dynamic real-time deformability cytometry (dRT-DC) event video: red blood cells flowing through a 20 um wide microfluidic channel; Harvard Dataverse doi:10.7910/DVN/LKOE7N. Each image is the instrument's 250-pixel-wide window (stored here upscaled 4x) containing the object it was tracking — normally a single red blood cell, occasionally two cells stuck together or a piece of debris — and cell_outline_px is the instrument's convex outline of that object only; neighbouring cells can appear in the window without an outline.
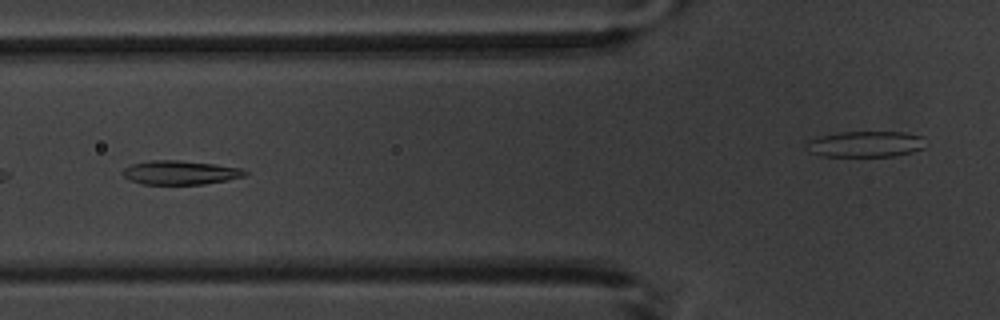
{"species": "common noctule bat (a hibernating species)", "species_latin": "Nyctalus noctula", "temperature_condition": "warm", "stored_images_in_passage": 9, "camera_frame_rate_fps": 3000, "um_per_image_px": 0.085, "animal": {"sex": "male", "body_mass_g": 20.1, "forearm_length_mm": 53.5}, "frame": {"image": 1, "passage_image": 6, "time_ms": 6.0, "image_size_px": [1000, 320], "cell_outline_px": [[248, 172], [244, 176], [228, 180], [204, 184], [144, 184], [128, 180], [120, 172], [124, 168], [132, 164], [152, 160], [176, 160], [216, 164], [240, 168]], "centroid_in_image_um": [15.29, 14.67], "position_along_channel_um": 110.5, "area_um2": 17.05}}
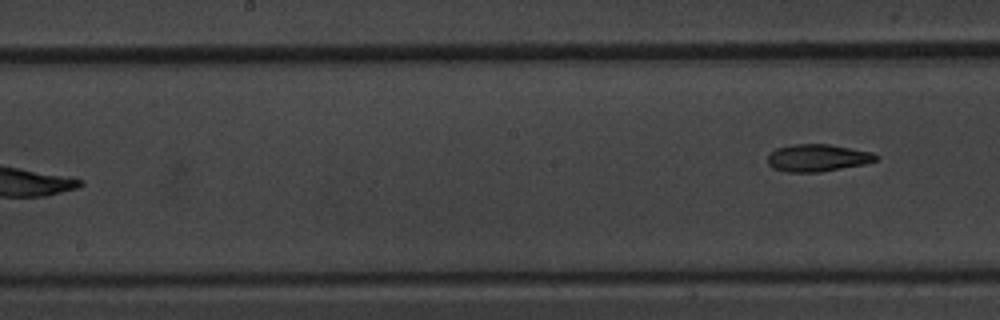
{"frame": {"image": 2, "passage_image": 9, "time_ms": 9.667, "image_size_px": [1000, 320], "cell_outline_px": [[880, 156], [876, 160], [864, 164], [820, 172], [784, 172], [772, 168], [768, 164], [768, 156], [776, 148], [792, 144], [828, 144], [872, 152]], "centroid_in_image_um": [69.47, 13.42], "position_along_channel_um": 178.7, "area_um2": 17.22}}